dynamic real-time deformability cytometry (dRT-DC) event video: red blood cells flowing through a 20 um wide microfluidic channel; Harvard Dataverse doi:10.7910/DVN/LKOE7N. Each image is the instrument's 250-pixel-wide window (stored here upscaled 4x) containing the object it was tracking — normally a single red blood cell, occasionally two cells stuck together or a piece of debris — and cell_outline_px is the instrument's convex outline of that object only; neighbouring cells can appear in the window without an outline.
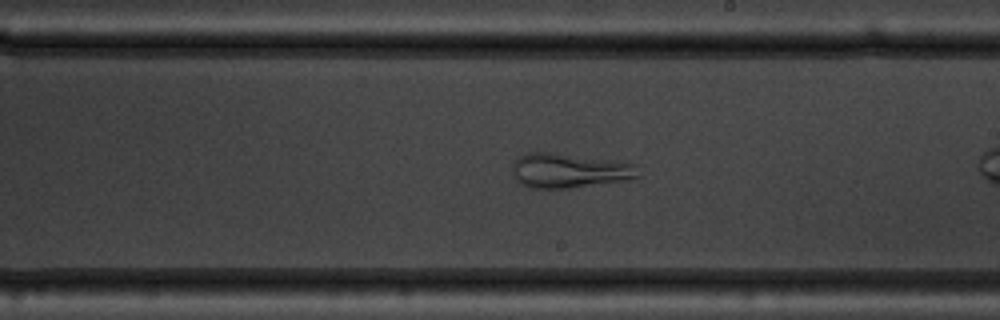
{"species": "common noctule bat (a hibernating species)", "species_latin": "Nyctalus noctula", "temperature_condition": "warm", "stored_images_in_passage": 29, "camera_frame_rate_fps": 3000, "um_per_image_px": 0.085, "animal": {"sex": "male", "body_mass_g": 19.5, "forearm_length_mm": 54.6}, "frame": {"image": 1, "passage_image": 17, "time_ms": 5.333, "image_size_px": [1000, 320], "cell_outline_px": [[640, 176], [632, 180], [572, 188], [532, 188], [520, 184], [516, 180], [512, 168], [512, 164], [524, 152], [544, 152], [612, 160], [632, 164]], "centroid_in_image_um": [48.36, 14.52], "position_along_channel_um": 240.6, "area_um2": 25.26}}